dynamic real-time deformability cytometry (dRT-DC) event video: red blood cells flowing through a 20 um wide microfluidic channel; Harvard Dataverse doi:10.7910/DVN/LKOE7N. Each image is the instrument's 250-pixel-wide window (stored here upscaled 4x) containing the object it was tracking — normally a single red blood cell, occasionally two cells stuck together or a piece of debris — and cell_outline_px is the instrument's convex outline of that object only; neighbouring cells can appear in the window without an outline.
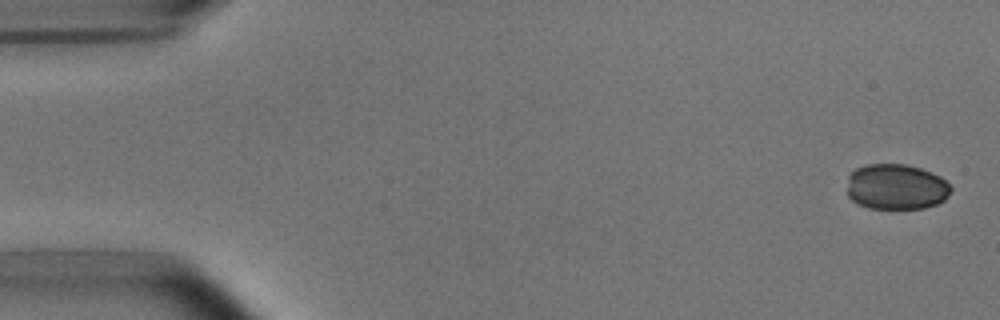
{"species": "common noctule bat (a hibernating species)", "species_latin": "Nyctalus noctula", "temperature_condition": "room temperature", "stored_images_in_passage": 37, "camera_frame_rate_fps": 3000, "um_per_image_px": 0.085, "animal": {"sex": "male", "body_mass_g": 15.6}, "frame": {"image": 1, "passage_image": 1, "time_ms": 0.0, "image_size_px": [1000, 320], "cell_outline_px": [[952, 192], [944, 200], [936, 204], [924, 208], [868, 208], [856, 204], [848, 196], [848, 176], [856, 168], [868, 164], [904, 164], [920, 168], [932, 172], [940, 176], [952, 188]], "centroid_in_image_um": [76.18, 15.88], "position_along_channel_um": 8.8, "area_um2": 27.69}}
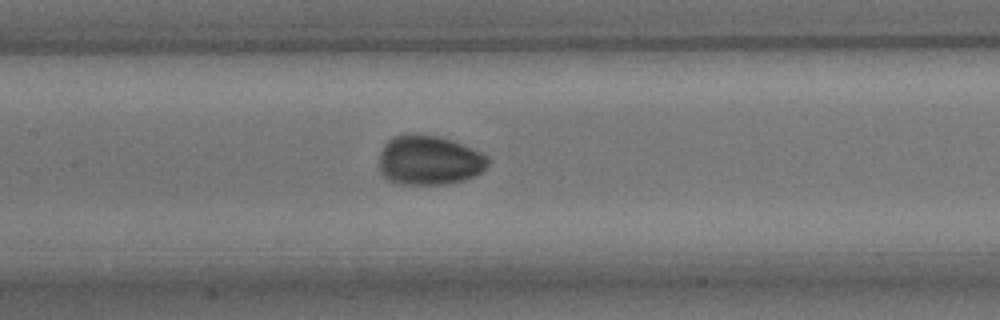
{"frame": {"image": 2, "passage_image": 24, "time_ms": 7.667, "image_size_px": [1000, 320], "cell_outline_px": [[488, 164], [476, 176], [464, 180], [448, 184], [400, 184], [388, 180], [380, 172], [380, 152], [384, 144], [392, 136], [408, 132], [420, 132], [436, 136], [460, 144], [480, 152], [488, 156]], "centroid_in_image_um": [36.43, 13.61], "position_along_channel_um": 171.0, "area_um2": 31.62}}
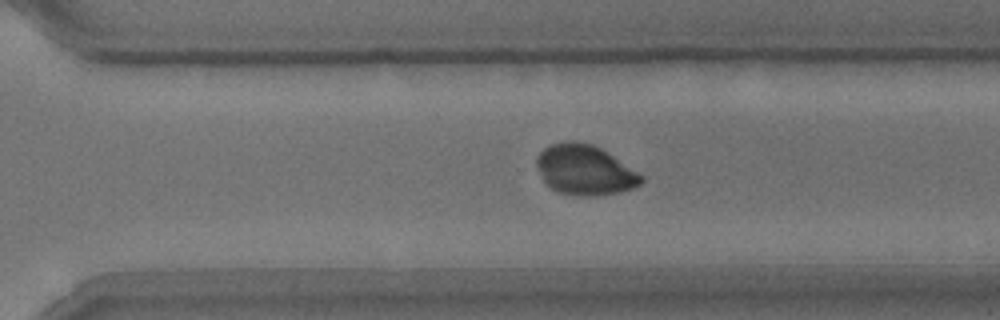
{"frame": {"image": 3, "passage_image": 36, "time_ms": 11.667, "image_size_px": [1000, 320], "cell_outline_px": [[644, 180], [640, 184], [632, 188], [620, 192], [588, 196], [580, 196], [560, 192], [552, 188], [544, 180], [536, 164], [536, 156], [544, 148], [552, 144], [572, 140], [576, 140], [592, 144], [600, 148], [644, 176]], "centroid_in_image_um": [49.71, 14.43], "position_along_channel_um": 320.9, "area_um2": 30.11}}